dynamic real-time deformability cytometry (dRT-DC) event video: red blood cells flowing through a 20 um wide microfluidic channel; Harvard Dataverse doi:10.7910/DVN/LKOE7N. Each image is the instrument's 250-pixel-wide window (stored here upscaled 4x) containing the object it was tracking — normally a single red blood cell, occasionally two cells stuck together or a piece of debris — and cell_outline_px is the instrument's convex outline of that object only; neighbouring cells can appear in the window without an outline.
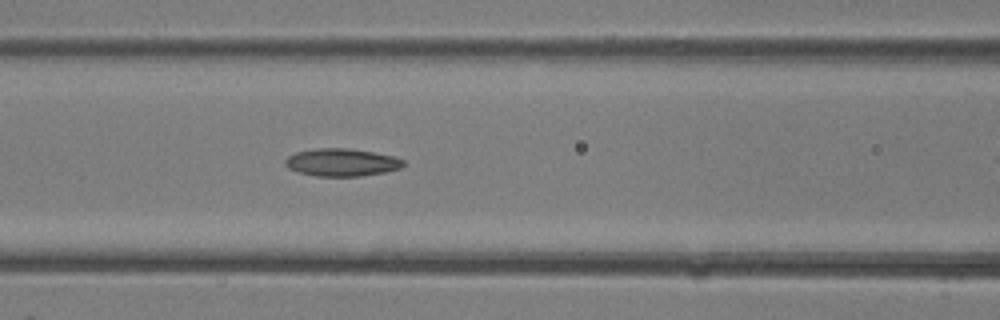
{"species": "common noctule bat (a hibernating species)", "species_latin": "Nyctalus noctula", "temperature_condition": "room temperature", "stored_images_in_passage": 29, "camera_frame_rate_fps": 3000, "um_per_image_px": 0.085, "animal": {"sex": "female"}, "frame": {"image": 1, "passage_image": 15, "time_ms": 4.667, "image_size_px": [1000, 320], "cell_outline_px": [[404, 164], [400, 168], [384, 172], [360, 176], [316, 176], [296, 172], [288, 168], [284, 164], [284, 160], [288, 156], [296, 152], [316, 148], [352, 148], [392, 156], [404, 160]], "centroid_in_image_um": [28.99, 13.8], "position_along_channel_um": 137.6, "area_um2": 19.07}}
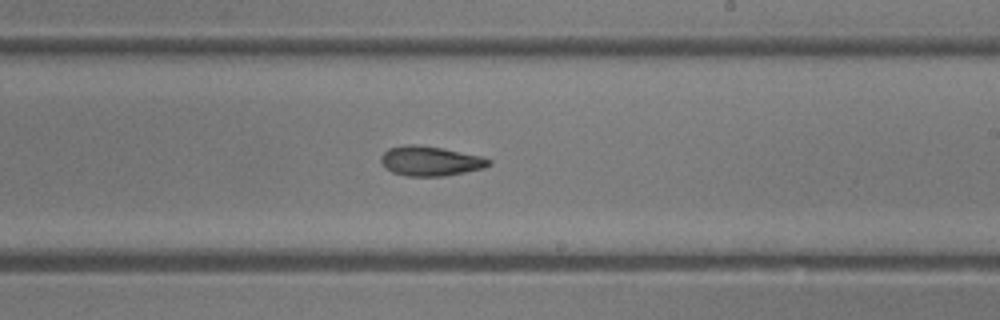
{"frame": {"image": 2, "passage_image": 21, "time_ms": 6.667, "image_size_px": [1000, 320], "cell_outline_px": [[492, 164], [484, 168], [444, 176], [408, 176], [392, 172], [380, 160], [380, 156], [388, 148], [404, 144], [416, 144], [444, 148], [480, 156], [492, 160]], "centroid_in_image_um": [36.59, 13.67], "position_along_channel_um": 252.4, "area_um2": 18.67}}
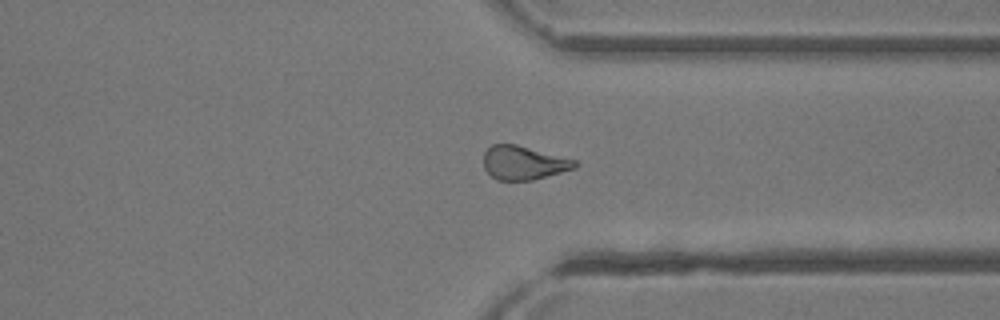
{"frame": {"image": 3, "passage_image": 27, "time_ms": 8.667, "image_size_px": [1000, 320], "cell_outline_px": [[580, 164], [576, 168], [532, 180], [496, 180], [484, 168], [484, 152], [492, 144], [516, 144], [576, 160]], "centroid_in_image_um": [44.52, 13.84], "position_along_channel_um": 366.9, "area_um2": 17.92}}